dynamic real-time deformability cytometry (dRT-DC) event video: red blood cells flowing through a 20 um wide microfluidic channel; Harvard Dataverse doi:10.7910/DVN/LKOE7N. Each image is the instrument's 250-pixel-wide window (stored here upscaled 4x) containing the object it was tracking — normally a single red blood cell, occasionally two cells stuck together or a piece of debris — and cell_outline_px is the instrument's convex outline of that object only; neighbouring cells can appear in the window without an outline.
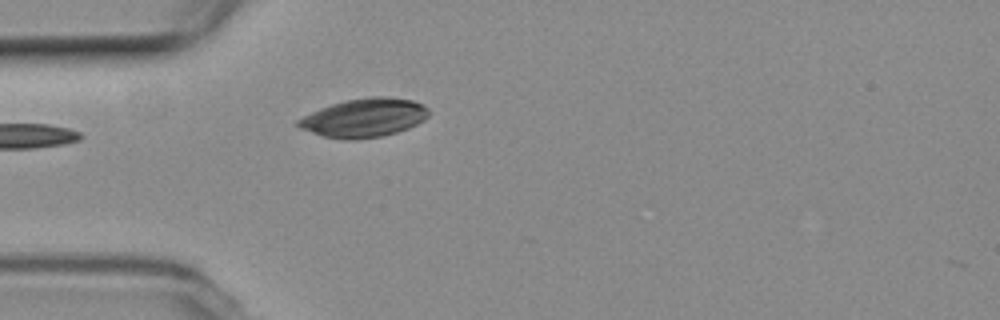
{"species": "common noctule bat (a hibernating species)", "species_latin": "Nyctalus noctula", "temperature_condition": "room temperature", "stored_images_in_passage": 25, "camera_frame_rate_fps": 3000, "um_per_image_px": 0.085, "animal": {"sex": "female", "body_mass_g": 19.3, "forearm_length_mm": 54.1}, "frame": {"image": 1, "passage_image": 1, "time_ms": 0.0, "image_size_px": [1000, 320], "cell_outline_px": [[428, 116], [424, 120], [408, 128], [396, 132], [380, 136], [356, 140], [344, 140], [324, 136], [300, 128], [296, 124], [296, 120], [320, 108], [344, 100], [368, 96], [388, 96], [412, 100], [428, 108]], "centroid_in_image_um": [30.94, 10.0], "position_along_channel_um": 54.1, "area_um2": 29.36}}